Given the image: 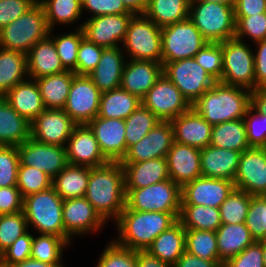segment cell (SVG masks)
Returning <instances> with one entry per match:
<instances>
[{"label": "cell", "mask_w": 266, "mask_h": 267, "mask_svg": "<svg viewBox=\"0 0 266 267\" xmlns=\"http://www.w3.org/2000/svg\"><path fill=\"white\" fill-rule=\"evenodd\" d=\"M249 89L220 81L208 89L191 107L210 125L242 119L250 106Z\"/></svg>", "instance_id": "3"}, {"label": "cell", "mask_w": 266, "mask_h": 267, "mask_svg": "<svg viewBox=\"0 0 266 267\" xmlns=\"http://www.w3.org/2000/svg\"><path fill=\"white\" fill-rule=\"evenodd\" d=\"M96 267H137V251L123 247L114 240L107 244Z\"/></svg>", "instance_id": "49"}, {"label": "cell", "mask_w": 266, "mask_h": 267, "mask_svg": "<svg viewBox=\"0 0 266 267\" xmlns=\"http://www.w3.org/2000/svg\"><path fill=\"white\" fill-rule=\"evenodd\" d=\"M53 179L45 172L32 166L19 165L17 188L24 197L48 190L52 187Z\"/></svg>", "instance_id": "47"}, {"label": "cell", "mask_w": 266, "mask_h": 267, "mask_svg": "<svg viewBox=\"0 0 266 267\" xmlns=\"http://www.w3.org/2000/svg\"><path fill=\"white\" fill-rule=\"evenodd\" d=\"M76 126L63 109H45L31 122V138L42 144L65 147Z\"/></svg>", "instance_id": "16"}, {"label": "cell", "mask_w": 266, "mask_h": 267, "mask_svg": "<svg viewBox=\"0 0 266 267\" xmlns=\"http://www.w3.org/2000/svg\"><path fill=\"white\" fill-rule=\"evenodd\" d=\"M46 13V21L50 30L55 24H72L82 15V0H38ZM60 23V24H59ZM53 28V29H52Z\"/></svg>", "instance_id": "41"}, {"label": "cell", "mask_w": 266, "mask_h": 267, "mask_svg": "<svg viewBox=\"0 0 266 267\" xmlns=\"http://www.w3.org/2000/svg\"><path fill=\"white\" fill-rule=\"evenodd\" d=\"M235 188L232 180L201 176L181 188V205L219 208Z\"/></svg>", "instance_id": "18"}, {"label": "cell", "mask_w": 266, "mask_h": 267, "mask_svg": "<svg viewBox=\"0 0 266 267\" xmlns=\"http://www.w3.org/2000/svg\"><path fill=\"white\" fill-rule=\"evenodd\" d=\"M63 199L53 187L24 197L23 212L27 226H33L39 234L62 237L69 244L72 240L64 230L62 217Z\"/></svg>", "instance_id": "4"}, {"label": "cell", "mask_w": 266, "mask_h": 267, "mask_svg": "<svg viewBox=\"0 0 266 267\" xmlns=\"http://www.w3.org/2000/svg\"><path fill=\"white\" fill-rule=\"evenodd\" d=\"M191 1H200V2H216L226 5H234L235 0H191Z\"/></svg>", "instance_id": "68"}, {"label": "cell", "mask_w": 266, "mask_h": 267, "mask_svg": "<svg viewBox=\"0 0 266 267\" xmlns=\"http://www.w3.org/2000/svg\"><path fill=\"white\" fill-rule=\"evenodd\" d=\"M186 229L177 220L157 236L147 251L162 262L173 266L185 250Z\"/></svg>", "instance_id": "31"}, {"label": "cell", "mask_w": 266, "mask_h": 267, "mask_svg": "<svg viewBox=\"0 0 266 267\" xmlns=\"http://www.w3.org/2000/svg\"><path fill=\"white\" fill-rule=\"evenodd\" d=\"M124 210L180 213L181 187L171 179L140 189H125Z\"/></svg>", "instance_id": "8"}, {"label": "cell", "mask_w": 266, "mask_h": 267, "mask_svg": "<svg viewBox=\"0 0 266 267\" xmlns=\"http://www.w3.org/2000/svg\"><path fill=\"white\" fill-rule=\"evenodd\" d=\"M243 120L249 147L266 148V115L249 106Z\"/></svg>", "instance_id": "54"}, {"label": "cell", "mask_w": 266, "mask_h": 267, "mask_svg": "<svg viewBox=\"0 0 266 267\" xmlns=\"http://www.w3.org/2000/svg\"><path fill=\"white\" fill-rule=\"evenodd\" d=\"M210 145L241 153L250 148L243 118L214 125Z\"/></svg>", "instance_id": "38"}, {"label": "cell", "mask_w": 266, "mask_h": 267, "mask_svg": "<svg viewBox=\"0 0 266 267\" xmlns=\"http://www.w3.org/2000/svg\"><path fill=\"white\" fill-rule=\"evenodd\" d=\"M19 164L17 146L0 145V188L17 186Z\"/></svg>", "instance_id": "53"}, {"label": "cell", "mask_w": 266, "mask_h": 267, "mask_svg": "<svg viewBox=\"0 0 266 267\" xmlns=\"http://www.w3.org/2000/svg\"><path fill=\"white\" fill-rule=\"evenodd\" d=\"M68 34L50 36L55 44L56 51L63 67L68 71H75L77 67V53L81 40L84 38L81 26Z\"/></svg>", "instance_id": "46"}, {"label": "cell", "mask_w": 266, "mask_h": 267, "mask_svg": "<svg viewBox=\"0 0 266 267\" xmlns=\"http://www.w3.org/2000/svg\"><path fill=\"white\" fill-rule=\"evenodd\" d=\"M27 220L22 211L0 215V255L12 243L28 231Z\"/></svg>", "instance_id": "48"}, {"label": "cell", "mask_w": 266, "mask_h": 267, "mask_svg": "<svg viewBox=\"0 0 266 267\" xmlns=\"http://www.w3.org/2000/svg\"><path fill=\"white\" fill-rule=\"evenodd\" d=\"M0 267H7V266H5L4 264H2V263L0 262Z\"/></svg>", "instance_id": "70"}, {"label": "cell", "mask_w": 266, "mask_h": 267, "mask_svg": "<svg viewBox=\"0 0 266 267\" xmlns=\"http://www.w3.org/2000/svg\"><path fill=\"white\" fill-rule=\"evenodd\" d=\"M137 267H172L154 257L147 250H137Z\"/></svg>", "instance_id": "64"}, {"label": "cell", "mask_w": 266, "mask_h": 267, "mask_svg": "<svg viewBox=\"0 0 266 267\" xmlns=\"http://www.w3.org/2000/svg\"><path fill=\"white\" fill-rule=\"evenodd\" d=\"M178 220L186 230L216 232L222 224L219 208L203 205H181Z\"/></svg>", "instance_id": "40"}, {"label": "cell", "mask_w": 266, "mask_h": 267, "mask_svg": "<svg viewBox=\"0 0 266 267\" xmlns=\"http://www.w3.org/2000/svg\"><path fill=\"white\" fill-rule=\"evenodd\" d=\"M49 35L37 42L27 54V73L31 79H38L67 71L58 56L53 39Z\"/></svg>", "instance_id": "28"}, {"label": "cell", "mask_w": 266, "mask_h": 267, "mask_svg": "<svg viewBox=\"0 0 266 267\" xmlns=\"http://www.w3.org/2000/svg\"><path fill=\"white\" fill-rule=\"evenodd\" d=\"M124 5L134 14H144L147 6L148 0H122Z\"/></svg>", "instance_id": "66"}, {"label": "cell", "mask_w": 266, "mask_h": 267, "mask_svg": "<svg viewBox=\"0 0 266 267\" xmlns=\"http://www.w3.org/2000/svg\"><path fill=\"white\" fill-rule=\"evenodd\" d=\"M84 197L105 222L112 218L116 221L126 207L124 170L121 162H108L90 168Z\"/></svg>", "instance_id": "1"}, {"label": "cell", "mask_w": 266, "mask_h": 267, "mask_svg": "<svg viewBox=\"0 0 266 267\" xmlns=\"http://www.w3.org/2000/svg\"><path fill=\"white\" fill-rule=\"evenodd\" d=\"M69 243L62 237L40 234L33 236L30 258L49 264H61L62 252Z\"/></svg>", "instance_id": "44"}, {"label": "cell", "mask_w": 266, "mask_h": 267, "mask_svg": "<svg viewBox=\"0 0 266 267\" xmlns=\"http://www.w3.org/2000/svg\"><path fill=\"white\" fill-rule=\"evenodd\" d=\"M203 177L234 182L241 152L208 145L200 150Z\"/></svg>", "instance_id": "29"}, {"label": "cell", "mask_w": 266, "mask_h": 267, "mask_svg": "<svg viewBox=\"0 0 266 267\" xmlns=\"http://www.w3.org/2000/svg\"><path fill=\"white\" fill-rule=\"evenodd\" d=\"M65 148L68 164L93 168L109 162L101 153L95 135L88 125H77Z\"/></svg>", "instance_id": "22"}, {"label": "cell", "mask_w": 266, "mask_h": 267, "mask_svg": "<svg viewBox=\"0 0 266 267\" xmlns=\"http://www.w3.org/2000/svg\"><path fill=\"white\" fill-rule=\"evenodd\" d=\"M235 36L238 40L245 36L255 43L266 40V12L252 16H235Z\"/></svg>", "instance_id": "50"}, {"label": "cell", "mask_w": 266, "mask_h": 267, "mask_svg": "<svg viewBox=\"0 0 266 267\" xmlns=\"http://www.w3.org/2000/svg\"><path fill=\"white\" fill-rule=\"evenodd\" d=\"M234 183L252 196H266V148L250 147L240 154Z\"/></svg>", "instance_id": "17"}, {"label": "cell", "mask_w": 266, "mask_h": 267, "mask_svg": "<svg viewBox=\"0 0 266 267\" xmlns=\"http://www.w3.org/2000/svg\"><path fill=\"white\" fill-rule=\"evenodd\" d=\"M254 44L258 46L254 53L255 89H266V40Z\"/></svg>", "instance_id": "61"}, {"label": "cell", "mask_w": 266, "mask_h": 267, "mask_svg": "<svg viewBox=\"0 0 266 267\" xmlns=\"http://www.w3.org/2000/svg\"><path fill=\"white\" fill-rule=\"evenodd\" d=\"M31 138V123L0 97V145L19 146Z\"/></svg>", "instance_id": "32"}, {"label": "cell", "mask_w": 266, "mask_h": 267, "mask_svg": "<svg viewBox=\"0 0 266 267\" xmlns=\"http://www.w3.org/2000/svg\"><path fill=\"white\" fill-rule=\"evenodd\" d=\"M85 9L92 13L91 18L108 14L133 13L122 0H82V10Z\"/></svg>", "instance_id": "59"}, {"label": "cell", "mask_w": 266, "mask_h": 267, "mask_svg": "<svg viewBox=\"0 0 266 267\" xmlns=\"http://www.w3.org/2000/svg\"><path fill=\"white\" fill-rule=\"evenodd\" d=\"M245 225L255 241L266 240V196H252Z\"/></svg>", "instance_id": "52"}, {"label": "cell", "mask_w": 266, "mask_h": 267, "mask_svg": "<svg viewBox=\"0 0 266 267\" xmlns=\"http://www.w3.org/2000/svg\"><path fill=\"white\" fill-rule=\"evenodd\" d=\"M207 43L189 18L161 27L162 62L193 58Z\"/></svg>", "instance_id": "9"}, {"label": "cell", "mask_w": 266, "mask_h": 267, "mask_svg": "<svg viewBox=\"0 0 266 267\" xmlns=\"http://www.w3.org/2000/svg\"><path fill=\"white\" fill-rule=\"evenodd\" d=\"M223 72L220 82L255 90L254 52L236 38L222 42Z\"/></svg>", "instance_id": "10"}, {"label": "cell", "mask_w": 266, "mask_h": 267, "mask_svg": "<svg viewBox=\"0 0 266 267\" xmlns=\"http://www.w3.org/2000/svg\"><path fill=\"white\" fill-rule=\"evenodd\" d=\"M24 198L17 186L0 188V215L13 214L23 210Z\"/></svg>", "instance_id": "60"}, {"label": "cell", "mask_w": 266, "mask_h": 267, "mask_svg": "<svg viewBox=\"0 0 266 267\" xmlns=\"http://www.w3.org/2000/svg\"><path fill=\"white\" fill-rule=\"evenodd\" d=\"M191 0H148L145 15L157 26L164 27L189 18Z\"/></svg>", "instance_id": "39"}, {"label": "cell", "mask_w": 266, "mask_h": 267, "mask_svg": "<svg viewBox=\"0 0 266 267\" xmlns=\"http://www.w3.org/2000/svg\"><path fill=\"white\" fill-rule=\"evenodd\" d=\"M141 102L161 121H171L191 108L180 90L164 74Z\"/></svg>", "instance_id": "13"}, {"label": "cell", "mask_w": 266, "mask_h": 267, "mask_svg": "<svg viewBox=\"0 0 266 267\" xmlns=\"http://www.w3.org/2000/svg\"><path fill=\"white\" fill-rule=\"evenodd\" d=\"M263 262L264 267H266V240H263Z\"/></svg>", "instance_id": "69"}, {"label": "cell", "mask_w": 266, "mask_h": 267, "mask_svg": "<svg viewBox=\"0 0 266 267\" xmlns=\"http://www.w3.org/2000/svg\"><path fill=\"white\" fill-rule=\"evenodd\" d=\"M162 64L163 74L180 90L190 105L216 82L194 58Z\"/></svg>", "instance_id": "11"}, {"label": "cell", "mask_w": 266, "mask_h": 267, "mask_svg": "<svg viewBox=\"0 0 266 267\" xmlns=\"http://www.w3.org/2000/svg\"><path fill=\"white\" fill-rule=\"evenodd\" d=\"M174 130V141L198 149L210 145L212 125L192 107L170 121Z\"/></svg>", "instance_id": "25"}, {"label": "cell", "mask_w": 266, "mask_h": 267, "mask_svg": "<svg viewBox=\"0 0 266 267\" xmlns=\"http://www.w3.org/2000/svg\"><path fill=\"white\" fill-rule=\"evenodd\" d=\"M162 74V63L130 59L125 63L120 88L142 100Z\"/></svg>", "instance_id": "23"}, {"label": "cell", "mask_w": 266, "mask_h": 267, "mask_svg": "<svg viewBox=\"0 0 266 267\" xmlns=\"http://www.w3.org/2000/svg\"><path fill=\"white\" fill-rule=\"evenodd\" d=\"M17 150L19 165L35 167L52 179L68 165L66 148L62 146L42 144L30 138L17 146Z\"/></svg>", "instance_id": "14"}, {"label": "cell", "mask_w": 266, "mask_h": 267, "mask_svg": "<svg viewBox=\"0 0 266 267\" xmlns=\"http://www.w3.org/2000/svg\"><path fill=\"white\" fill-rule=\"evenodd\" d=\"M174 142L170 121H160L138 143L132 145L121 162H142L166 157Z\"/></svg>", "instance_id": "19"}, {"label": "cell", "mask_w": 266, "mask_h": 267, "mask_svg": "<svg viewBox=\"0 0 266 267\" xmlns=\"http://www.w3.org/2000/svg\"><path fill=\"white\" fill-rule=\"evenodd\" d=\"M87 125L93 131L103 156L109 162H121L127 153L125 120L96 116Z\"/></svg>", "instance_id": "20"}, {"label": "cell", "mask_w": 266, "mask_h": 267, "mask_svg": "<svg viewBox=\"0 0 266 267\" xmlns=\"http://www.w3.org/2000/svg\"><path fill=\"white\" fill-rule=\"evenodd\" d=\"M235 16H252L266 12V0H235Z\"/></svg>", "instance_id": "62"}, {"label": "cell", "mask_w": 266, "mask_h": 267, "mask_svg": "<svg viewBox=\"0 0 266 267\" xmlns=\"http://www.w3.org/2000/svg\"><path fill=\"white\" fill-rule=\"evenodd\" d=\"M89 174L90 167L68 164L53 178L52 187L63 200L84 197Z\"/></svg>", "instance_id": "35"}, {"label": "cell", "mask_w": 266, "mask_h": 267, "mask_svg": "<svg viewBox=\"0 0 266 267\" xmlns=\"http://www.w3.org/2000/svg\"><path fill=\"white\" fill-rule=\"evenodd\" d=\"M141 100L123 90L117 88L101 93L98 117L125 120L140 105Z\"/></svg>", "instance_id": "36"}, {"label": "cell", "mask_w": 266, "mask_h": 267, "mask_svg": "<svg viewBox=\"0 0 266 267\" xmlns=\"http://www.w3.org/2000/svg\"><path fill=\"white\" fill-rule=\"evenodd\" d=\"M27 76V54L0 48V97Z\"/></svg>", "instance_id": "37"}, {"label": "cell", "mask_w": 266, "mask_h": 267, "mask_svg": "<svg viewBox=\"0 0 266 267\" xmlns=\"http://www.w3.org/2000/svg\"><path fill=\"white\" fill-rule=\"evenodd\" d=\"M101 93L87 75H76L63 110L77 125H87L98 115Z\"/></svg>", "instance_id": "12"}, {"label": "cell", "mask_w": 266, "mask_h": 267, "mask_svg": "<svg viewBox=\"0 0 266 267\" xmlns=\"http://www.w3.org/2000/svg\"><path fill=\"white\" fill-rule=\"evenodd\" d=\"M250 106L260 114L266 115V89L251 91Z\"/></svg>", "instance_id": "65"}, {"label": "cell", "mask_w": 266, "mask_h": 267, "mask_svg": "<svg viewBox=\"0 0 266 267\" xmlns=\"http://www.w3.org/2000/svg\"><path fill=\"white\" fill-rule=\"evenodd\" d=\"M49 32L46 13L37 1L22 16L0 29V48L28 54Z\"/></svg>", "instance_id": "5"}, {"label": "cell", "mask_w": 266, "mask_h": 267, "mask_svg": "<svg viewBox=\"0 0 266 267\" xmlns=\"http://www.w3.org/2000/svg\"><path fill=\"white\" fill-rule=\"evenodd\" d=\"M234 5L190 1L189 19L211 43H221L235 36Z\"/></svg>", "instance_id": "6"}, {"label": "cell", "mask_w": 266, "mask_h": 267, "mask_svg": "<svg viewBox=\"0 0 266 267\" xmlns=\"http://www.w3.org/2000/svg\"><path fill=\"white\" fill-rule=\"evenodd\" d=\"M223 267H264L263 240L255 241L238 255L229 258Z\"/></svg>", "instance_id": "57"}, {"label": "cell", "mask_w": 266, "mask_h": 267, "mask_svg": "<svg viewBox=\"0 0 266 267\" xmlns=\"http://www.w3.org/2000/svg\"><path fill=\"white\" fill-rule=\"evenodd\" d=\"M38 0H0V29L22 16Z\"/></svg>", "instance_id": "58"}, {"label": "cell", "mask_w": 266, "mask_h": 267, "mask_svg": "<svg viewBox=\"0 0 266 267\" xmlns=\"http://www.w3.org/2000/svg\"><path fill=\"white\" fill-rule=\"evenodd\" d=\"M121 164L125 189H140L170 179L166 157Z\"/></svg>", "instance_id": "27"}, {"label": "cell", "mask_w": 266, "mask_h": 267, "mask_svg": "<svg viewBox=\"0 0 266 267\" xmlns=\"http://www.w3.org/2000/svg\"><path fill=\"white\" fill-rule=\"evenodd\" d=\"M10 267H64V265L63 264H49L46 262L37 261L36 259H33V258H28L27 260L14 264Z\"/></svg>", "instance_id": "67"}, {"label": "cell", "mask_w": 266, "mask_h": 267, "mask_svg": "<svg viewBox=\"0 0 266 267\" xmlns=\"http://www.w3.org/2000/svg\"><path fill=\"white\" fill-rule=\"evenodd\" d=\"M252 195L235 188L227 199L219 206L223 224L245 223Z\"/></svg>", "instance_id": "45"}, {"label": "cell", "mask_w": 266, "mask_h": 267, "mask_svg": "<svg viewBox=\"0 0 266 267\" xmlns=\"http://www.w3.org/2000/svg\"><path fill=\"white\" fill-rule=\"evenodd\" d=\"M62 217L64 230L70 238L97 232L106 223L85 197L63 200Z\"/></svg>", "instance_id": "21"}, {"label": "cell", "mask_w": 266, "mask_h": 267, "mask_svg": "<svg viewBox=\"0 0 266 267\" xmlns=\"http://www.w3.org/2000/svg\"><path fill=\"white\" fill-rule=\"evenodd\" d=\"M103 49L84 37L78 48L77 67L74 73L76 75H88L93 71L99 63Z\"/></svg>", "instance_id": "55"}, {"label": "cell", "mask_w": 266, "mask_h": 267, "mask_svg": "<svg viewBox=\"0 0 266 267\" xmlns=\"http://www.w3.org/2000/svg\"><path fill=\"white\" fill-rule=\"evenodd\" d=\"M122 46L130 59L162 63L161 27L145 14L132 16Z\"/></svg>", "instance_id": "7"}, {"label": "cell", "mask_w": 266, "mask_h": 267, "mask_svg": "<svg viewBox=\"0 0 266 267\" xmlns=\"http://www.w3.org/2000/svg\"><path fill=\"white\" fill-rule=\"evenodd\" d=\"M180 213L123 210L117 220V244L132 250H147L154 239L172 226Z\"/></svg>", "instance_id": "2"}, {"label": "cell", "mask_w": 266, "mask_h": 267, "mask_svg": "<svg viewBox=\"0 0 266 267\" xmlns=\"http://www.w3.org/2000/svg\"><path fill=\"white\" fill-rule=\"evenodd\" d=\"M123 53L119 46L104 48L96 68L87 75L101 92L120 88L127 61Z\"/></svg>", "instance_id": "26"}, {"label": "cell", "mask_w": 266, "mask_h": 267, "mask_svg": "<svg viewBox=\"0 0 266 267\" xmlns=\"http://www.w3.org/2000/svg\"><path fill=\"white\" fill-rule=\"evenodd\" d=\"M134 13L108 14L89 18L81 25L84 37L103 48L123 43L128 24Z\"/></svg>", "instance_id": "15"}, {"label": "cell", "mask_w": 266, "mask_h": 267, "mask_svg": "<svg viewBox=\"0 0 266 267\" xmlns=\"http://www.w3.org/2000/svg\"><path fill=\"white\" fill-rule=\"evenodd\" d=\"M161 120L142 104L125 119V139L128 149L138 143Z\"/></svg>", "instance_id": "43"}, {"label": "cell", "mask_w": 266, "mask_h": 267, "mask_svg": "<svg viewBox=\"0 0 266 267\" xmlns=\"http://www.w3.org/2000/svg\"><path fill=\"white\" fill-rule=\"evenodd\" d=\"M76 74L73 71L35 79L38 83L46 109H63L66 105L71 83Z\"/></svg>", "instance_id": "34"}, {"label": "cell", "mask_w": 266, "mask_h": 267, "mask_svg": "<svg viewBox=\"0 0 266 267\" xmlns=\"http://www.w3.org/2000/svg\"><path fill=\"white\" fill-rule=\"evenodd\" d=\"M185 250L203 260L221 261L215 231L186 230Z\"/></svg>", "instance_id": "42"}, {"label": "cell", "mask_w": 266, "mask_h": 267, "mask_svg": "<svg viewBox=\"0 0 266 267\" xmlns=\"http://www.w3.org/2000/svg\"><path fill=\"white\" fill-rule=\"evenodd\" d=\"M12 108L30 123L46 108L35 79L28 78L3 96Z\"/></svg>", "instance_id": "30"}, {"label": "cell", "mask_w": 266, "mask_h": 267, "mask_svg": "<svg viewBox=\"0 0 266 267\" xmlns=\"http://www.w3.org/2000/svg\"><path fill=\"white\" fill-rule=\"evenodd\" d=\"M223 265L222 261L203 260L185 251L172 267H223Z\"/></svg>", "instance_id": "63"}, {"label": "cell", "mask_w": 266, "mask_h": 267, "mask_svg": "<svg viewBox=\"0 0 266 267\" xmlns=\"http://www.w3.org/2000/svg\"><path fill=\"white\" fill-rule=\"evenodd\" d=\"M193 58L216 82L221 80L223 72L222 42H208Z\"/></svg>", "instance_id": "51"}, {"label": "cell", "mask_w": 266, "mask_h": 267, "mask_svg": "<svg viewBox=\"0 0 266 267\" xmlns=\"http://www.w3.org/2000/svg\"><path fill=\"white\" fill-rule=\"evenodd\" d=\"M166 160L170 179L181 188L202 176L201 152L198 148L174 141Z\"/></svg>", "instance_id": "24"}, {"label": "cell", "mask_w": 266, "mask_h": 267, "mask_svg": "<svg viewBox=\"0 0 266 267\" xmlns=\"http://www.w3.org/2000/svg\"><path fill=\"white\" fill-rule=\"evenodd\" d=\"M219 259L225 263L229 258L241 253L255 239L251 236L245 223L221 224L216 230Z\"/></svg>", "instance_id": "33"}, {"label": "cell", "mask_w": 266, "mask_h": 267, "mask_svg": "<svg viewBox=\"0 0 266 267\" xmlns=\"http://www.w3.org/2000/svg\"><path fill=\"white\" fill-rule=\"evenodd\" d=\"M33 234L27 231L18 237L12 245L0 255V262L7 267L30 258Z\"/></svg>", "instance_id": "56"}]
</instances>
